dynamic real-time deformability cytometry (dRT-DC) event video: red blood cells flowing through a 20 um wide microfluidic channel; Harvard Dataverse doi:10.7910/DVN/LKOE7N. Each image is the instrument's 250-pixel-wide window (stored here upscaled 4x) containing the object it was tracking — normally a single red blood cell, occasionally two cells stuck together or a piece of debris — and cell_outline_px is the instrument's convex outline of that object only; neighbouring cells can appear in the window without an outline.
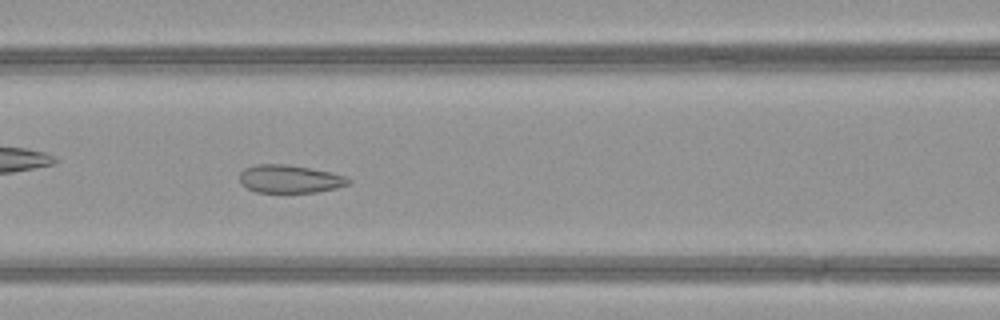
{"species": "common noctule bat (a hibernating species)", "species_latin": "Nyctalus noctula", "temperature_condition": "warm", "stored_images_in_passage": 35, "camera_frame_rate_fps": 3000, "um_per_image_px": 0.085, "animal": {"sex": "female", "body_mass_g": 21.9}, "frame": {"image": 1, "passage_image": 18, "time_ms": 5.667, "image_size_px": [1000, 320], "cell_outline_px": [[352, 180], [348, 184], [336, 188], [316, 192], [256, 192], [240, 184], [240, 172], [244, 168], [256, 164], [288, 164], [328, 172], [344, 176]], "centroid_in_image_um": [24.59, 15.21], "position_along_channel_um": 142.0, "area_um2": 17.63}}
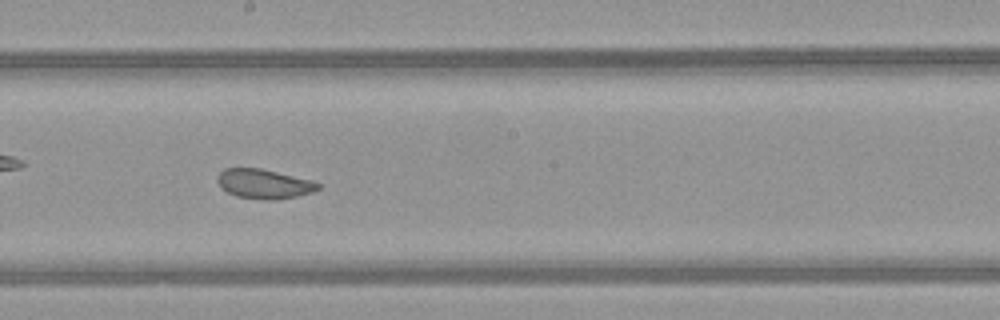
{"frame": {"image": 2, "passage_image": 24, "time_ms": 7.667, "image_size_px": [1000, 320], "cell_outline_px": [[320, 188], [312, 192], [296, 196], [276, 200], [268, 200], [236, 196], [220, 188], [216, 180], [216, 176], [224, 168], [260, 168], [312, 180], [320, 184]], "centroid_in_image_um": [22.41, 15.62], "position_along_channel_um": 225.8, "area_um2": 17.34}}
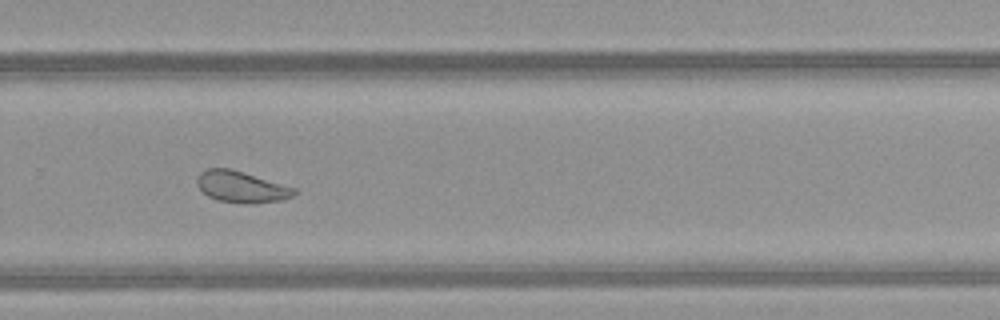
{"frame": {"image": 3, "passage_image": 30, "time_ms": 9.667, "image_size_px": [1000, 320], "cell_outline_px": [[296, 192], [292, 196], [280, 200], [252, 204], [244, 204], [216, 200], [208, 196], [196, 184], [196, 176], [200, 172], [208, 168], [232, 168], [296, 188]], "centroid_in_image_um": [20.49, 15.88], "position_along_channel_um": 309.3, "area_um2": 17.92}, "authors_computed_cell_mechanics": {"area_um2": 18.785, "velocity_mm_per_s": 4.1928, "shape_relaxation_time_tau1_ms": null, "shape_relaxation_time_tau2_ms": 0.7663, "deformation_change_tau1": null, "deformation_change_tau2": 0.0583}}